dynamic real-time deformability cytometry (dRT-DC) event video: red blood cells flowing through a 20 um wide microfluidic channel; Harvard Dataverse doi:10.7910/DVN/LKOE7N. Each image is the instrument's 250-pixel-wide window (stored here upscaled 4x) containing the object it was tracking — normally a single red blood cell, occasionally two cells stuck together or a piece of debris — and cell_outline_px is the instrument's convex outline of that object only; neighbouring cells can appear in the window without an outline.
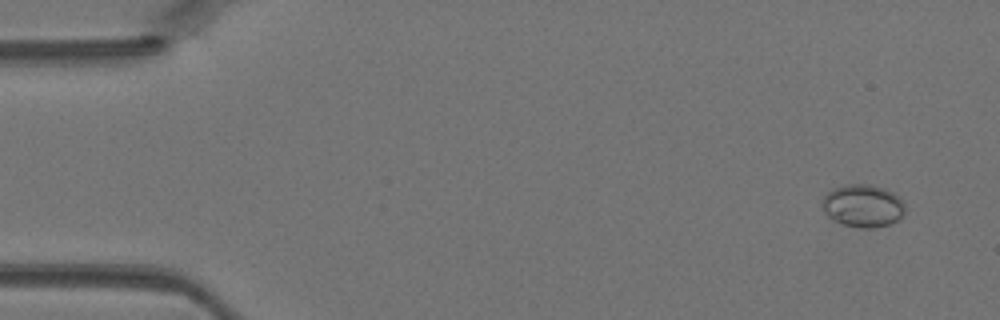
{"species": "Egyptian fruit bat (a non-hibernating species)", "species_latin": "Rousettus aegyptiacus", "temperature_condition": "warm", "stored_images_in_passage": 45, "camera_frame_rate_fps": 3000, "um_per_image_px": 0.085, "animal": {"sex": "female"}, "frame": {"image": 1, "passage_image": 3, "time_ms": 0.667, "image_size_px": [1000, 320], "cell_outline_px": [[904, 212], [896, 220], [888, 224], [872, 228], [860, 228], [844, 224], [828, 216], [824, 212], [820, 204], [824, 196], [832, 188], [848, 184], [872, 184], [884, 188], [900, 196], [904, 200]], "centroid_in_image_um": [73.34, 17.46], "position_along_channel_um": 11.7, "area_um2": 20.63}}
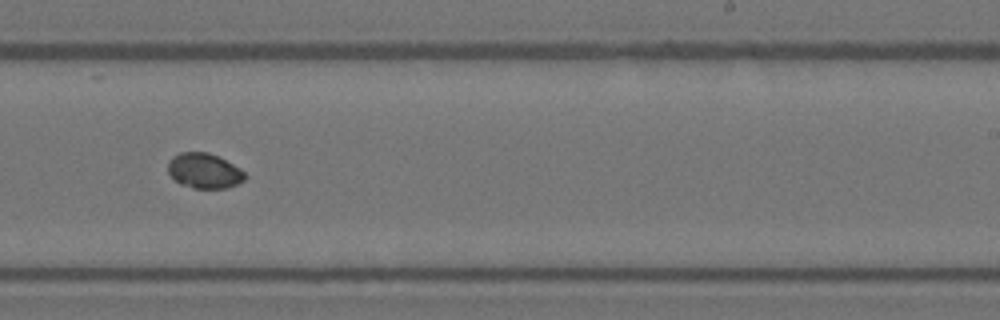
{"frame": {"image": 2, "passage_image": 28, "time_ms": 9.0, "image_size_px": [1000, 320], "cell_outline_px": [[248, 176], [244, 180], [228, 188], [192, 188], [180, 184], [168, 172], [168, 160], [172, 156], [180, 152], [208, 152], [240, 168]], "centroid_in_image_um": [17.35, 14.52], "position_along_channel_um": 271.7, "area_um2": 15.72}}
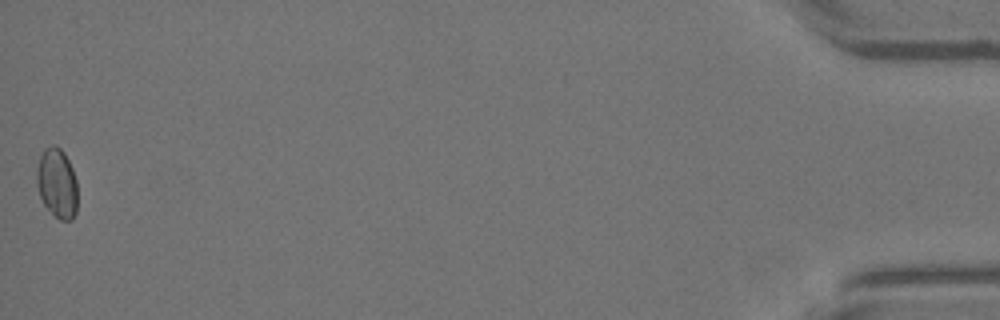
{"frame": {"image": 3, "passage_image": 45, "time_ms": 14.667, "image_size_px": [1000, 320], "cell_outline_px": [[76, 212], [72, 220], [60, 220], [44, 204], [40, 196], [36, 184], [36, 172], [40, 156], [44, 148], [52, 144], [56, 144], [64, 152], [72, 168], [76, 180]], "centroid_in_image_um": [4.83, 15.54], "position_along_channel_um": 430.4, "area_um2": 16.53}}